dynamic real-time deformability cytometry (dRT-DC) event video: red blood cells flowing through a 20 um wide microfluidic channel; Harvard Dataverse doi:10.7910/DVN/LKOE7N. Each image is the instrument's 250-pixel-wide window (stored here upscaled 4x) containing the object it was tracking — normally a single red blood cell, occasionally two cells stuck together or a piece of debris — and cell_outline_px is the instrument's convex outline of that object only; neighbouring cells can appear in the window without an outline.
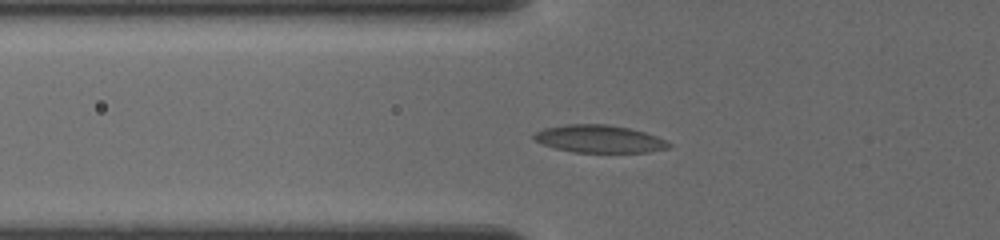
{"species": "common noctule bat (a hibernating species)", "species_latin": "Nyctalus noctula", "temperature_condition": "cold", "stored_images_in_passage": 26, "camera_frame_rate_fps": 3000, "um_per_image_px": 0.085, "animal": {"sex": "female", "body_mass_g": 19.5, "forearm_length_mm": 54.1}, "frame": {"image": 1, "passage_image": 2, "time_ms": 0.333, "image_size_px": [1000, 240], "cell_outline_px": [[672, 148], [648, 152], [572, 152], [552, 148], [536, 140], [532, 136], [536, 132], [544, 128], [568, 124], [608, 124], [628, 128], [644, 132], [668, 140], [672, 144]], "centroid_in_image_um": [50.98, 11.81], "position_along_channel_um": 74.8, "area_um2": 21.79}}
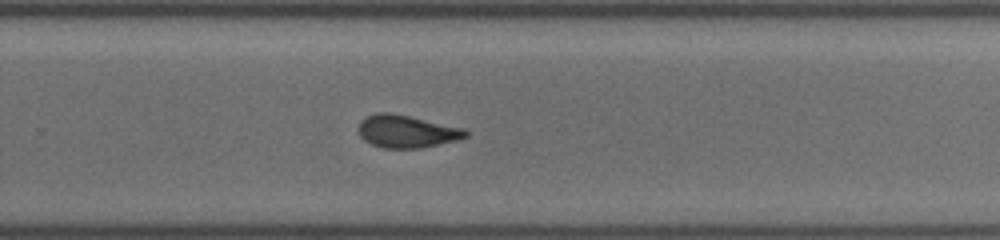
{"frame": {"image": 2, "passage_image": 15, "time_ms": 6.0, "image_size_px": [1000, 240], "cell_outline_px": [[468, 136], [456, 140], [420, 148], [380, 148], [364, 140], [360, 136], [360, 120], [368, 116], [380, 112], [408, 116], [464, 128], [468, 132]], "centroid_in_image_um": [34.57, 11.18], "position_along_channel_um": 295.2, "area_um2": 19.94}}
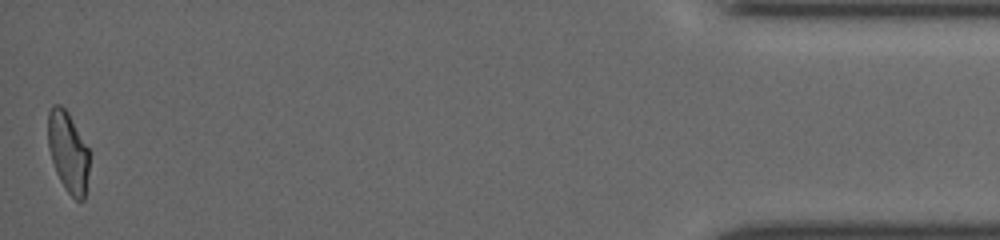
{"frame": {"image": 3, "passage_image": 26, "time_ms": 11.333, "image_size_px": [1000, 240], "cell_outline_px": [[88, 172], [84, 200], [76, 200], [68, 192], [60, 180], [56, 172], [48, 148], [48, 112], [52, 104], [60, 104], [68, 112], [88, 148]], "centroid_in_image_um": [5.77, 12.89], "position_along_channel_um": 429.4, "area_um2": 19.19}}